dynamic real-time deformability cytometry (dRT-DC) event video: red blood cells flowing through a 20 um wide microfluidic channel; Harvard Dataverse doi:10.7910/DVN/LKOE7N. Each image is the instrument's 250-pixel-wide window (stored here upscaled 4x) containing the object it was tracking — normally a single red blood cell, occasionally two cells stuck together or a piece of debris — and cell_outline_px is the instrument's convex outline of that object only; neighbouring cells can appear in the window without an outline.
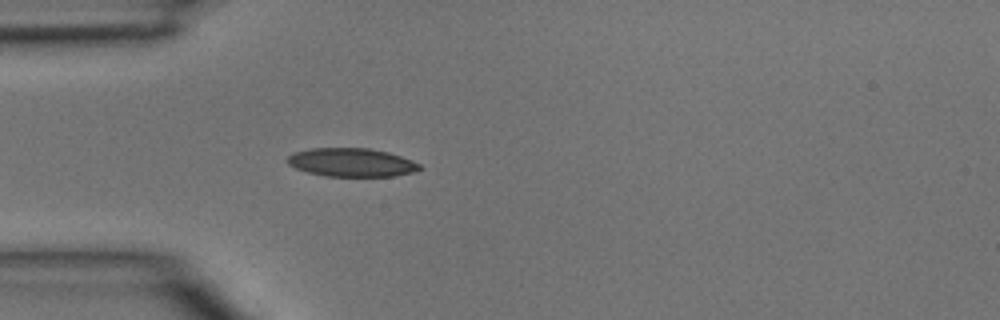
{"species": "common noctule bat (a hibernating species)", "species_latin": "Nyctalus noctula", "temperature_condition": "room temperature", "stored_images_in_passage": 4, "camera_frame_rate_fps": 3000, "um_per_image_px": 0.085, "animal": {"sex": "male", "body_mass_g": 15.6}, "frame": {"image": 1, "passage_image": 4, "time_ms": 1.0, "image_size_px": [1000, 320], "cell_outline_px": [[424, 168], [412, 172], [392, 176], [328, 176], [308, 172], [296, 168], [288, 164], [284, 160], [292, 152], [312, 148], [368, 148], [388, 152], [412, 160], [420, 164]], "centroid_in_image_um": [29.86, 13.8], "position_along_channel_um": 55.1, "area_um2": 21.96}}